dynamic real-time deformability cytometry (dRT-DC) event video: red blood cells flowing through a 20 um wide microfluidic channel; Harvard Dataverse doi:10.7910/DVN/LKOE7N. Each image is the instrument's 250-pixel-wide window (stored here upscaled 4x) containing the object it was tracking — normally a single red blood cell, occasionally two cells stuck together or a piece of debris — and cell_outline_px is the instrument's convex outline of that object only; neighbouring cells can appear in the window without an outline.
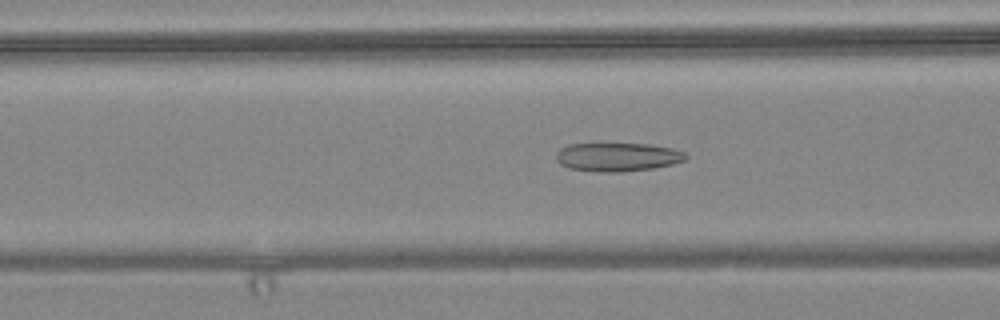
{"species": "common noctule bat (a hibernating species)", "species_latin": "Nyctalus noctula", "temperature_condition": "warm", "stored_images_in_passage": 56, "camera_frame_rate_fps": 3000, "um_per_image_px": 0.085, "animal": {"sex": "female", "body_mass_g": 24.6, "forearm_length_mm": 56.2}, "frame": {"image": 1, "passage_image": 22, "time_ms": 7.0, "image_size_px": [1000, 320], "cell_outline_px": [[688, 156], [684, 160], [672, 164], [652, 168], [620, 172], [604, 172], [568, 168], [560, 164], [556, 160], [556, 152], [560, 148], [568, 144], [652, 144], [672, 148], [684, 152]], "centroid_in_image_um": [52.47, 13.34], "position_along_channel_um": 114.1, "area_um2": 21.56}}
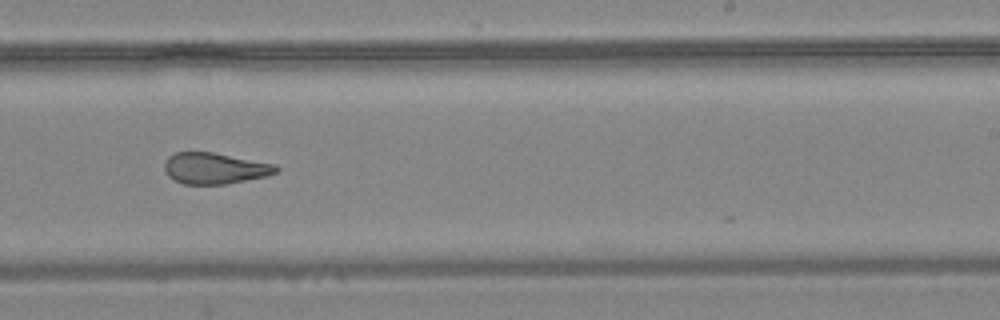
{"frame": {"image": 2, "passage_image": 35, "time_ms": 11.333, "image_size_px": [1000, 320], "cell_outline_px": [[280, 168], [276, 172], [268, 176], [224, 184], [184, 184], [168, 176], [164, 168], [164, 164], [168, 156], [176, 152], [212, 152], [276, 164]], "centroid_in_image_um": [18.27, 14.3], "position_along_channel_um": 270.7, "area_um2": 20.23}}
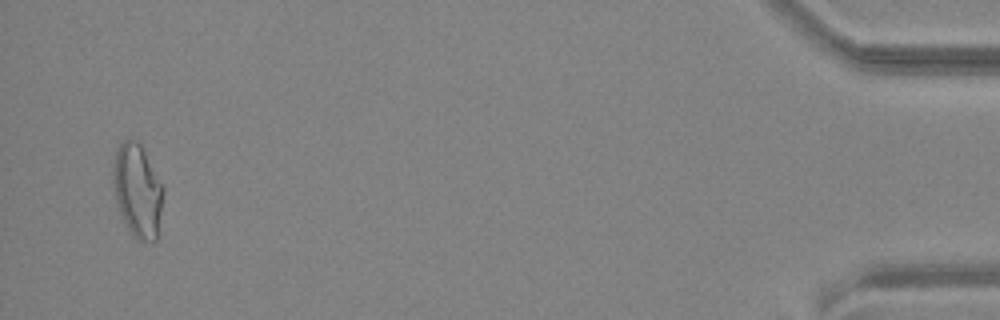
{"frame": {"image": 3, "passage_image": 55, "time_ms": 18.0, "image_size_px": [1000, 320], "cell_outline_px": [[164, 192], [156, 240], [140, 240], [132, 236], [124, 224], [116, 200], [112, 180], [112, 168], [116, 148], [124, 140], [136, 140], [140, 144], [164, 188]], "centroid_in_image_um": [11.66, 16.2], "position_along_channel_um": 423.5, "area_um2": 27.11}}